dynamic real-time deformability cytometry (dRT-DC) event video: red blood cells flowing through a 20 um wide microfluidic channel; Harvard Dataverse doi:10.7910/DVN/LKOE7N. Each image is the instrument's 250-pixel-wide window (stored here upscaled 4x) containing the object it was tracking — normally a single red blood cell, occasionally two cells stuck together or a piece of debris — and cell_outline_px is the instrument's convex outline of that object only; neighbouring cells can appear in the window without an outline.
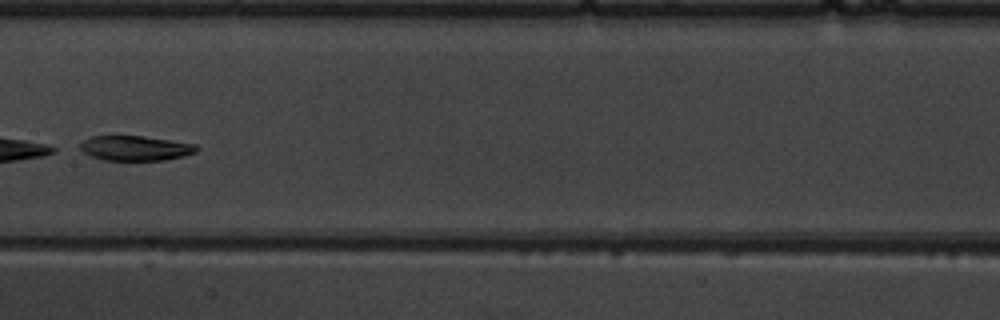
{"species": "common noctule bat (a hibernating species)", "species_latin": "Nyctalus noctula", "temperature_condition": "warm", "stored_images_in_passage": 9, "camera_frame_rate_fps": 3000, "um_per_image_px": 0.085, "animal": {"sex": "male", "body_mass_g": 19.5, "forearm_length_mm": 54.6}, "frame": {"image": 1, "passage_image": 8, "time_ms": 8.0, "image_size_px": [1000, 320], "cell_outline_px": [[200, 148], [196, 152], [184, 156], [164, 160], [104, 160], [92, 156], [84, 152], [80, 148], [80, 144], [84, 140], [92, 136], [144, 136], [196, 144]], "centroid_in_image_um": [11.55, 12.59], "position_along_channel_um": 195.9, "area_um2": 16.82}}
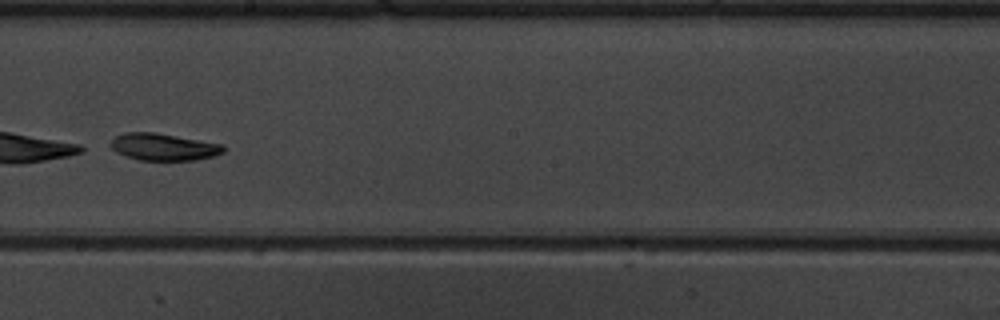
{"frame": {"image": 2, "passage_image": 9, "time_ms": 9.0, "image_size_px": [1000, 320], "cell_outline_px": [[224, 152], [212, 156], [196, 160], [140, 160], [116, 152], [108, 144], [116, 136], [124, 132], [156, 132], [224, 144]], "centroid_in_image_um": [13.9, 12.47], "position_along_channel_um": 234.3, "area_um2": 17.8}}